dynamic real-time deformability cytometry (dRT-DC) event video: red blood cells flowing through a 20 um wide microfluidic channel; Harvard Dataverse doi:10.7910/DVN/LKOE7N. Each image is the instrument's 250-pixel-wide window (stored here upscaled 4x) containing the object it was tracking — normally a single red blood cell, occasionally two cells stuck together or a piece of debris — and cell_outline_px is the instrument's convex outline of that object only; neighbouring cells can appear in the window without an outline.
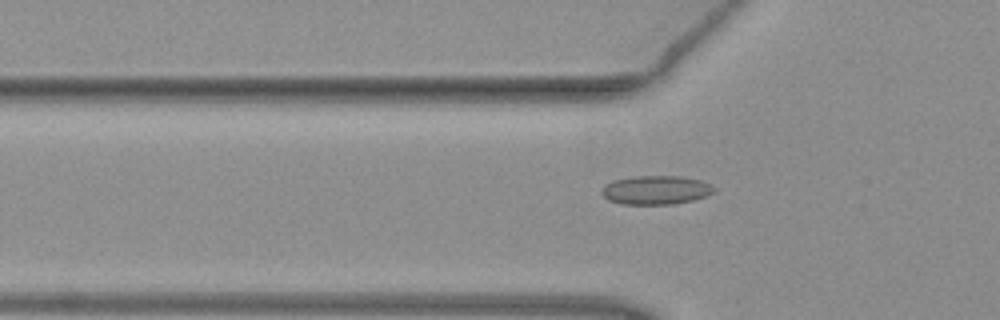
{"species": "common noctule bat (a hibernating species)", "species_latin": "Nyctalus noctula", "temperature_condition": "warm", "stored_images_in_passage": 45, "camera_frame_rate_fps": 3000, "um_per_image_px": 0.085, "animal": {"sex": "female", "body_mass_g": 19.3, "forearm_length_mm": 54.1}, "frame": {"image": 1, "passage_image": 17, "time_ms": 5.333, "image_size_px": [1000, 320], "cell_outline_px": [[716, 188], [712, 192], [704, 196], [692, 200], [672, 204], [620, 204], [608, 200], [600, 192], [600, 188], [604, 184], [612, 180], [632, 176], [680, 176], [700, 180]], "centroid_in_image_um": [55.66, 16.14], "position_along_channel_um": 70.1, "area_um2": 18.9}}
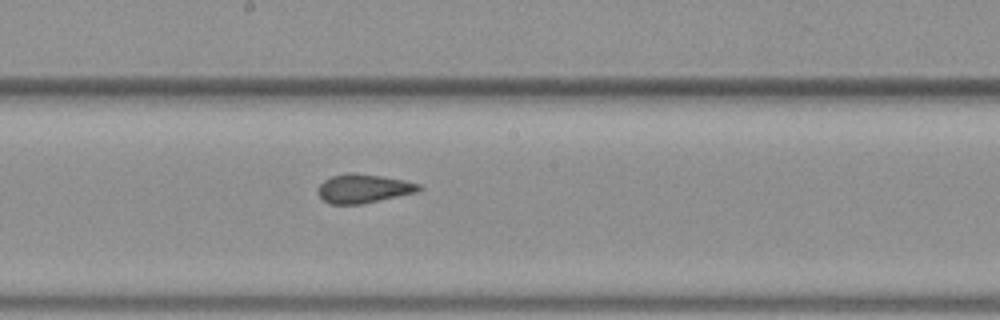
{"frame": {"image": 2, "passage_image": 28, "time_ms": 9.0, "image_size_px": [1000, 320], "cell_outline_px": [[424, 188], [416, 192], [360, 204], [332, 204], [324, 200], [316, 192], [316, 188], [324, 180], [332, 176], [348, 172], [356, 172], [404, 180], [420, 184]], "centroid_in_image_um": [30.87, 16.01], "position_along_channel_um": 217.3, "area_um2": 16.94}}
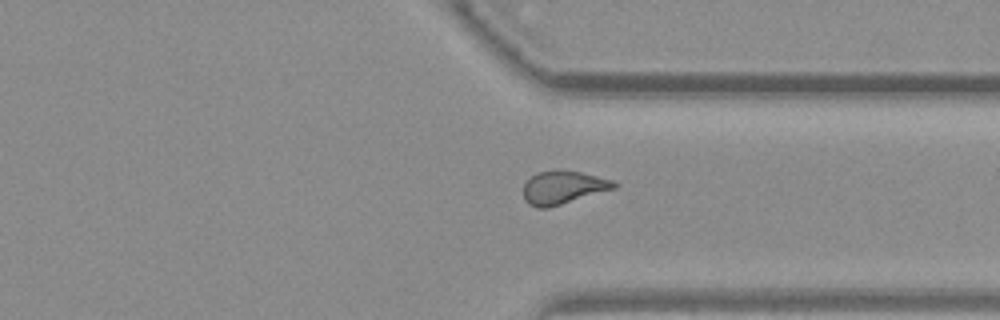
{"frame": {"image": 3, "passage_image": 39, "time_ms": 12.667, "image_size_px": [1000, 320], "cell_outline_px": [[620, 184], [616, 188], [548, 208], [536, 208], [528, 204], [524, 200], [524, 184], [536, 172], [556, 168], [580, 172], [612, 180]], "centroid_in_image_um": [47.85, 15.92], "position_along_channel_um": 363.5, "area_um2": 17.74}, "authors_computed_cell_mechanics": {"area_um2": 17.8024, "velocity_mm_per_s": 3.9875, "shape_relaxation_time_tau1_ms": null, "shape_relaxation_time_tau2_ms": 0.948, "deformation_change_tau1": null, "deformation_change_tau2": 0.0595}}